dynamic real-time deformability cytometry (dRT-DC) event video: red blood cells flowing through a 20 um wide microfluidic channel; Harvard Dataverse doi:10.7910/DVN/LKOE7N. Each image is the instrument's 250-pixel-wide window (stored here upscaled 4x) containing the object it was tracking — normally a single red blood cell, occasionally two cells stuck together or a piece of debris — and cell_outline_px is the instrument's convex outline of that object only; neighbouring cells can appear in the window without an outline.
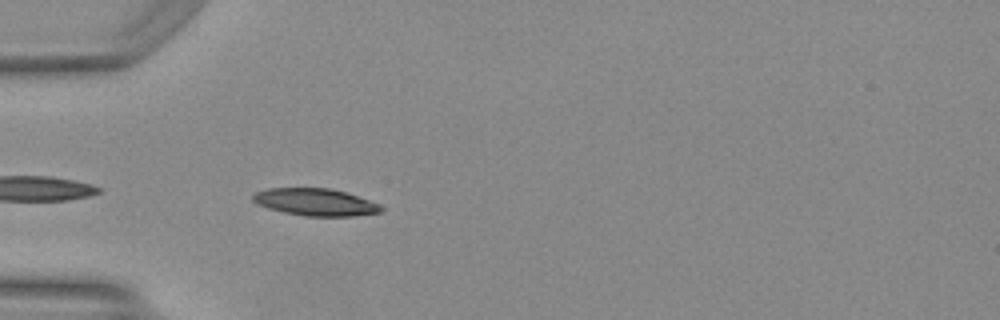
{"species": "Egyptian fruit bat (a non-hibernating species)", "species_latin": "Rousettus aegyptiacus", "temperature_condition": "warm", "stored_images_in_passage": 8, "camera_frame_rate_fps": 3000, "um_per_image_px": 0.085, "animal": {"sex": "female"}, "frame": {"image": 1, "passage_image": 2, "time_ms": 0.333, "image_size_px": [1000, 320], "cell_outline_px": [[384, 208], [380, 212], [356, 216], [304, 216], [284, 212], [268, 208], [252, 200], [252, 196], [256, 192], [268, 188], [328, 188], [344, 192], [368, 200]], "centroid_in_image_um": [26.78, 17.18], "position_along_channel_um": 58.2, "area_um2": 20.0}}
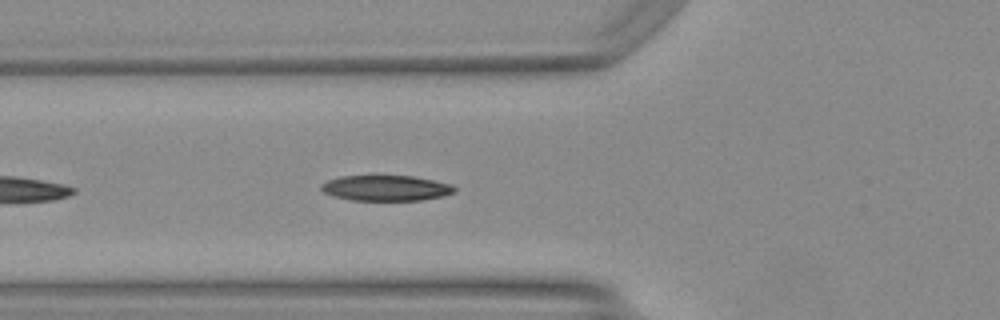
{"frame": {"image": 2, "passage_image": 5, "time_ms": 1.333, "image_size_px": [1000, 320], "cell_outline_px": [[456, 192], [440, 196], [420, 200], [352, 200], [332, 196], [324, 192], [320, 188], [320, 184], [328, 180], [340, 176], [412, 176], [432, 180], [448, 184], [456, 188]], "centroid_in_image_um": [32.75, 15.98], "position_along_channel_um": 93.1, "area_um2": 19.59}}